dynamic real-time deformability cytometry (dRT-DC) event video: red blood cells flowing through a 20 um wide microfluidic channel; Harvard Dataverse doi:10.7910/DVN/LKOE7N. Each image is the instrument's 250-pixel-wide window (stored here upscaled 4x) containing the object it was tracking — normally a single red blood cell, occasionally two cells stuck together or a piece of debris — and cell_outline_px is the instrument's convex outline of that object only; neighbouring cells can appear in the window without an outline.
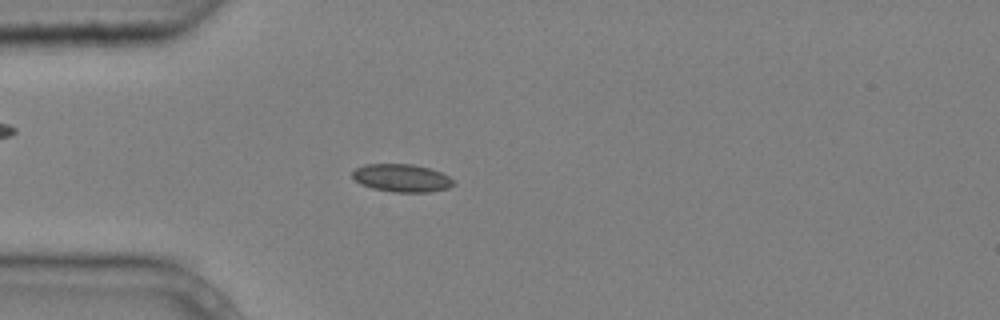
{"species": "common noctule bat (a hibernating species)", "species_latin": "Nyctalus noctula", "temperature_condition": "cold", "stored_images_in_passage": 4, "camera_frame_rate_fps": 3000, "um_per_image_px": 0.085, "animal": {"sex": "male", "body_mass_g": 20.4}, "frame": {"image": 1, "passage_image": 4, "time_ms": 1.0, "image_size_px": [1000, 320], "cell_outline_px": [[456, 184], [448, 188], [428, 192], [392, 192], [372, 188], [360, 184], [352, 176], [352, 172], [356, 168], [364, 164], [412, 164], [428, 168], [440, 172], [456, 180]], "centroid_in_image_um": [34.16, 15.13], "position_along_channel_um": 50.8, "area_um2": 16.47}}